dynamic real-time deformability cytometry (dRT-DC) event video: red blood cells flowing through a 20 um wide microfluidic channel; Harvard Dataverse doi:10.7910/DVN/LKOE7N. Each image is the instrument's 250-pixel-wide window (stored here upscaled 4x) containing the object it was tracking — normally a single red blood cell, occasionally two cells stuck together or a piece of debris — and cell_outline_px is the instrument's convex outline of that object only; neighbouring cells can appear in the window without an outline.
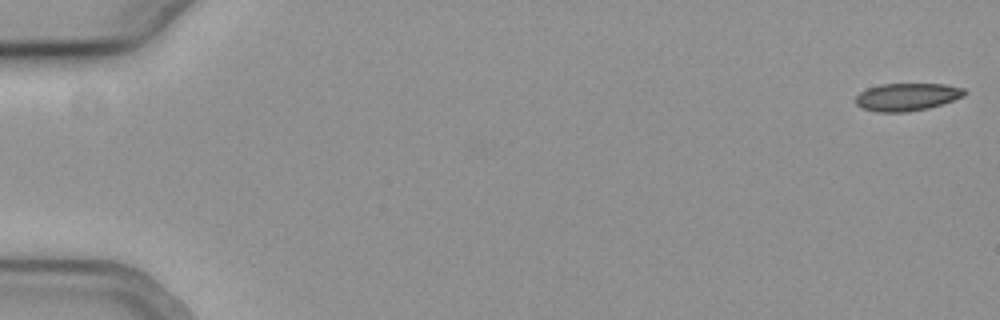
{"species": "common noctule bat (a hibernating species)", "species_latin": "Nyctalus noctula", "temperature_condition": "cold", "stored_images_in_passage": 56, "camera_frame_rate_fps": 3000, "um_per_image_px": 0.085, "animal": {"sex": "female", "body_mass_g": 19.3, "forearm_length_mm": 54.1}, "frame": {"image": 1, "passage_image": 1, "time_ms": 0.0, "image_size_px": [1000, 320], "cell_outline_px": [[968, 92], [964, 96], [928, 108], [908, 112], [876, 112], [864, 108], [856, 104], [856, 96], [860, 92], [868, 88], [880, 84], [944, 84], [964, 88]], "centroid_in_image_um": [77.1, 8.23], "position_along_channel_um": 7.9, "area_um2": 17.46}}
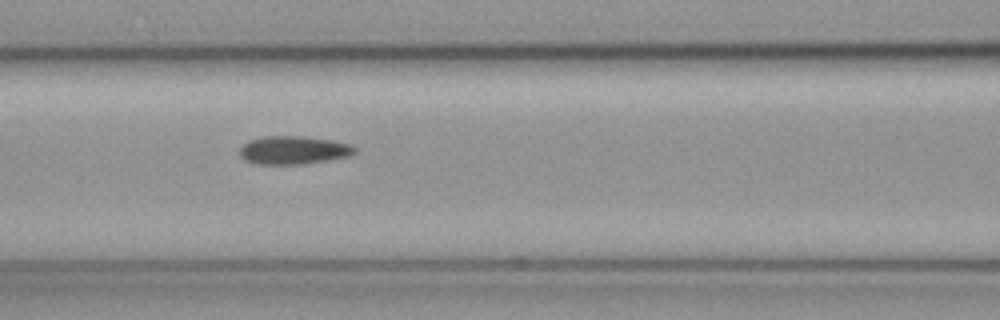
{"frame": {"image": 2, "passage_image": 25, "time_ms": 8.0, "image_size_px": [1000, 320], "cell_outline_px": [[356, 152], [348, 156], [328, 160], [304, 164], [256, 164], [244, 160], [240, 156], [240, 148], [248, 140], [264, 136], [304, 136], [332, 140], [348, 144], [356, 148]], "centroid_in_image_um": [24.92, 12.76], "position_along_channel_um": 141.7, "area_um2": 18.96}}
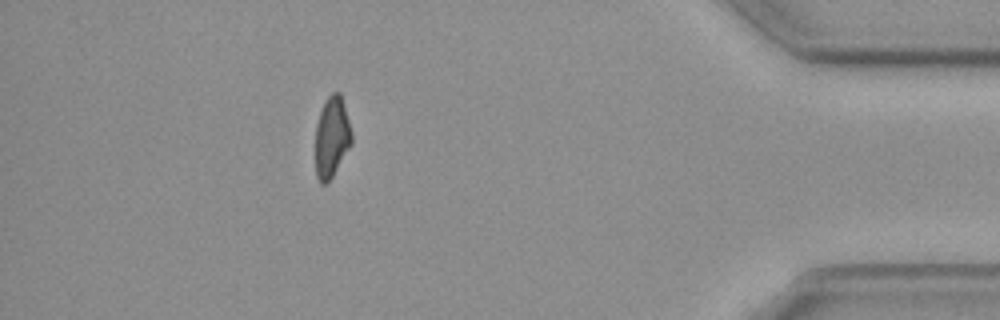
{"frame": {"image": 3, "passage_image": 50, "time_ms": 16.333, "image_size_px": [1000, 320], "cell_outline_px": [[352, 144], [332, 176], [324, 184], [320, 184], [316, 176], [316, 124], [324, 100], [332, 92], [340, 92], [352, 132]], "centroid_in_image_um": [28.2, 11.63], "position_along_channel_um": 407.0, "area_um2": 16.99}, "authors_computed_cell_mechanics": {"area_um2": 18.2648, "velocity_mm_per_s": 3.7731, "shape_relaxation_time_tau1_ms": 3.9705, "shape_relaxation_time_tau2_ms": null, "deformation_change_tau1": 0.1042, "deformation_change_tau2": null}}